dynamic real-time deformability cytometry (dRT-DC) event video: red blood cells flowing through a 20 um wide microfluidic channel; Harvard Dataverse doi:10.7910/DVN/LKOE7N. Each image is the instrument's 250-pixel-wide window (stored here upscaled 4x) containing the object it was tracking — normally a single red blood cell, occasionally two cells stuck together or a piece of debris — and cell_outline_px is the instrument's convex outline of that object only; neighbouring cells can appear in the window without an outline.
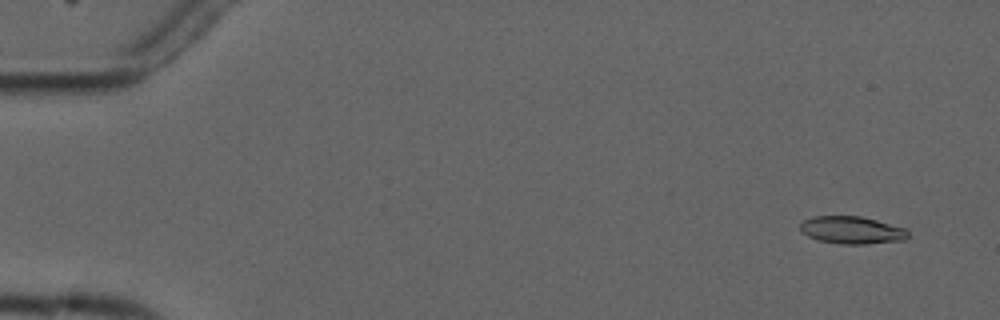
{"species": "common noctule bat (a hibernating species)", "species_latin": "Nyctalus noctula", "temperature_condition": "cold", "stored_images_in_passage": 5, "camera_frame_rate_fps": 3000, "um_per_image_px": 0.085, "animal": {"sex": "male", "forearm_length_mm": 52.5}, "frame": {"image": 1, "passage_image": 1, "time_ms": 0.0, "image_size_px": [1000, 320], "cell_outline_px": [[908, 236], [904, 240], [864, 244], [840, 244], [820, 240], [808, 236], [800, 232], [800, 224], [804, 220], [812, 216], [860, 216], [908, 228]], "centroid_in_image_um": [72.41, 19.55], "position_along_channel_um": 12.6, "area_um2": 17.34}}
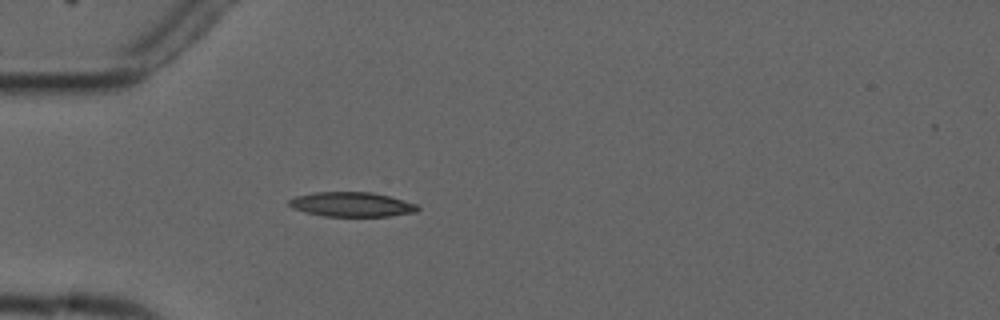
{"frame": {"image": 2, "passage_image": 5, "time_ms": 4.333, "image_size_px": [1000, 320], "cell_outline_px": [[420, 208], [416, 212], [388, 216], [324, 216], [304, 212], [292, 208], [288, 204], [288, 200], [296, 196], [316, 192], [372, 192], [388, 196], [416, 204]], "centroid_in_image_um": [29.86, 17.37], "position_along_channel_um": 55.1, "area_um2": 18.32}}